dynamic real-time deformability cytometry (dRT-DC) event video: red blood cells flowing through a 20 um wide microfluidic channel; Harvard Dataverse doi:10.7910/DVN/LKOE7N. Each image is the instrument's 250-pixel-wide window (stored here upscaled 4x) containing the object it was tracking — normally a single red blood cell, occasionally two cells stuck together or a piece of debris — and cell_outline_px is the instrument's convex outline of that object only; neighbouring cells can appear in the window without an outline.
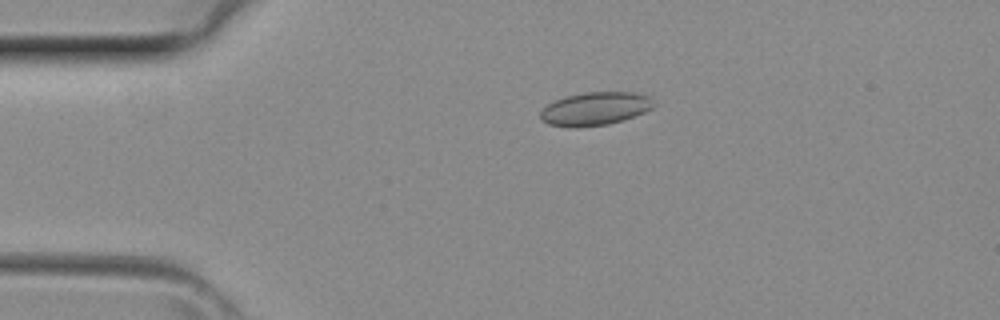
{"species": "common noctule bat (a hibernating species)", "species_latin": "Nyctalus noctula", "temperature_condition": "room temperature", "stored_images_in_passage": 3, "camera_frame_rate_fps": 3000, "um_per_image_px": 0.085, "animal": {"sex": "female", "body_mass_g": 29.2, "forearm_length_mm": 56.3}, "frame": {"image": 1, "passage_image": 3, "time_ms": 0.667, "image_size_px": [1000, 320], "cell_outline_px": [[656, 104], [652, 108], [644, 112], [608, 124], [576, 128], [568, 128], [548, 124], [540, 120], [540, 112], [548, 104], [556, 100], [568, 96], [584, 92], [632, 92], [648, 96]], "centroid_in_image_um": [50.55, 9.25], "position_along_channel_um": 34.5, "area_um2": 21.85}}